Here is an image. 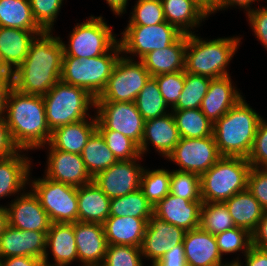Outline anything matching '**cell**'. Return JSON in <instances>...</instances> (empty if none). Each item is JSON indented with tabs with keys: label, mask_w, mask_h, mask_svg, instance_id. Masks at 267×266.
<instances>
[{
	"label": "cell",
	"mask_w": 267,
	"mask_h": 266,
	"mask_svg": "<svg viewBox=\"0 0 267 266\" xmlns=\"http://www.w3.org/2000/svg\"><path fill=\"white\" fill-rule=\"evenodd\" d=\"M43 32L32 41L27 57L13 73V87L18 91L44 96L61 80L63 47L61 38Z\"/></svg>",
	"instance_id": "cell-1"
},
{
	"label": "cell",
	"mask_w": 267,
	"mask_h": 266,
	"mask_svg": "<svg viewBox=\"0 0 267 266\" xmlns=\"http://www.w3.org/2000/svg\"><path fill=\"white\" fill-rule=\"evenodd\" d=\"M5 119L19 150L40 149L50 142L52 131L47 124L43 96L25 94L12 87L7 96Z\"/></svg>",
	"instance_id": "cell-2"
},
{
	"label": "cell",
	"mask_w": 267,
	"mask_h": 266,
	"mask_svg": "<svg viewBox=\"0 0 267 266\" xmlns=\"http://www.w3.org/2000/svg\"><path fill=\"white\" fill-rule=\"evenodd\" d=\"M262 117L243 98L214 123L213 135L222 157L248 158Z\"/></svg>",
	"instance_id": "cell-3"
},
{
	"label": "cell",
	"mask_w": 267,
	"mask_h": 266,
	"mask_svg": "<svg viewBox=\"0 0 267 266\" xmlns=\"http://www.w3.org/2000/svg\"><path fill=\"white\" fill-rule=\"evenodd\" d=\"M240 39L233 36L203 40L194 33L188 34L184 71L211 79L229 76L226 68L239 48Z\"/></svg>",
	"instance_id": "cell-4"
},
{
	"label": "cell",
	"mask_w": 267,
	"mask_h": 266,
	"mask_svg": "<svg viewBox=\"0 0 267 266\" xmlns=\"http://www.w3.org/2000/svg\"><path fill=\"white\" fill-rule=\"evenodd\" d=\"M251 168L246 158L221 157L200 176L202 202H225L236 193L247 190Z\"/></svg>",
	"instance_id": "cell-5"
},
{
	"label": "cell",
	"mask_w": 267,
	"mask_h": 266,
	"mask_svg": "<svg viewBox=\"0 0 267 266\" xmlns=\"http://www.w3.org/2000/svg\"><path fill=\"white\" fill-rule=\"evenodd\" d=\"M121 55L119 42L107 53L91 58L63 57L61 81L85 89L95 99L105 89Z\"/></svg>",
	"instance_id": "cell-6"
},
{
	"label": "cell",
	"mask_w": 267,
	"mask_h": 266,
	"mask_svg": "<svg viewBox=\"0 0 267 266\" xmlns=\"http://www.w3.org/2000/svg\"><path fill=\"white\" fill-rule=\"evenodd\" d=\"M43 100L51 131L62 125L91 118L88 109L95 107V98L85 89L61 80L43 96Z\"/></svg>",
	"instance_id": "cell-7"
},
{
	"label": "cell",
	"mask_w": 267,
	"mask_h": 266,
	"mask_svg": "<svg viewBox=\"0 0 267 266\" xmlns=\"http://www.w3.org/2000/svg\"><path fill=\"white\" fill-rule=\"evenodd\" d=\"M69 35L68 44L61 40L63 57L78 59L101 56L109 52L119 40L102 16L91 15L81 24L77 23Z\"/></svg>",
	"instance_id": "cell-8"
},
{
	"label": "cell",
	"mask_w": 267,
	"mask_h": 266,
	"mask_svg": "<svg viewBox=\"0 0 267 266\" xmlns=\"http://www.w3.org/2000/svg\"><path fill=\"white\" fill-rule=\"evenodd\" d=\"M29 183L52 223L78 221L77 187L53 181L45 176L37 180H31L29 177Z\"/></svg>",
	"instance_id": "cell-9"
},
{
	"label": "cell",
	"mask_w": 267,
	"mask_h": 266,
	"mask_svg": "<svg viewBox=\"0 0 267 266\" xmlns=\"http://www.w3.org/2000/svg\"><path fill=\"white\" fill-rule=\"evenodd\" d=\"M182 34L167 21L152 26L127 25L121 32L122 36L118 42L123 56L127 57L129 54L127 58L134 59L137 56L138 60H141L149 52L161 50L173 44Z\"/></svg>",
	"instance_id": "cell-10"
},
{
	"label": "cell",
	"mask_w": 267,
	"mask_h": 266,
	"mask_svg": "<svg viewBox=\"0 0 267 266\" xmlns=\"http://www.w3.org/2000/svg\"><path fill=\"white\" fill-rule=\"evenodd\" d=\"M150 77L141 60L136 61L121 54L105 89L95 101L134 102Z\"/></svg>",
	"instance_id": "cell-11"
},
{
	"label": "cell",
	"mask_w": 267,
	"mask_h": 266,
	"mask_svg": "<svg viewBox=\"0 0 267 266\" xmlns=\"http://www.w3.org/2000/svg\"><path fill=\"white\" fill-rule=\"evenodd\" d=\"M97 130L118 131L138 146L144 133V119L135 102L95 101Z\"/></svg>",
	"instance_id": "cell-12"
},
{
	"label": "cell",
	"mask_w": 267,
	"mask_h": 266,
	"mask_svg": "<svg viewBox=\"0 0 267 266\" xmlns=\"http://www.w3.org/2000/svg\"><path fill=\"white\" fill-rule=\"evenodd\" d=\"M221 157L212 135L204 138H180L166 159L176 163L180 167L177 169L179 171L201 176Z\"/></svg>",
	"instance_id": "cell-13"
},
{
	"label": "cell",
	"mask_w": 267,
	"mask_h": 266,
	"mask_svg": "<svg viewBox=\"0 0 267 266\" xmlns=\"http://www.w3.org/2000/svg\"><path fill=\"white\" fill-rule=\"evenodd\" d=\"M137 159L117 161L108 169L96 174L92 181L110 199L125 196L140 189L144 167ZM138 161V162H137Z\"/></svg>",
	"instance_id": "cell-14"
},
{
	"label": "cell",
	"mask_w": 267,
	"mask_h": 266,
	"mask_svg": "<svg viewBox=\"0 0 267 266\" xmlns=\"http://www.w3.org/2000/svg\"><path fill=\"white\" fill-rule=\"evenodd\" d=\"M47 233L20 230L7 226L0 235V258L31 256L44 260V265L51 266L46 248Z\"/></svg>",
	"instance_id": "cell-15"
},
{
	"label": "cell",
	"mask_w": 267,
	"mask_h": 266,
	"mask_svg": "<svg viewBox=\"0 0 267 266\" xmlns=\"http://www.w3.org/2000/svg\"><path fill=\"white\" fill-rule=\"evenodd\" d=\"M186 231L170 224L154 214L148 219L145 235L141 244L142 257L151 260L152 265L158 262L166 252L183 243Z\"/></svg>",
	"instance_id": "cell-16"
},
{
	"label": "cell",
	"mask_w": 267,
	"mask_h": 266,
	"mask_svg": "<svg viewBox=\"0 0 267 266\" xmlns=\"http://www.w3.org/2000/svg\"><path fill=\"white\" fill-rule=\"evenodd\" d=\"M6 206L8 225L20 230L47 233L52 222L32 190L23 191Z\"/></svg>",
	"instance_id": "cell-17"
},
{
	"label": "cell",
	"mask_w": 267,
	"mask_h": 266,
	"mask_svg": "<svg viewBox=\"0 0 267 266\" xmlns=\"http://www.w3.org/2000/svg\"><path fill=\"white\" fill-rule=\"evenodd\" d=\"M46 146L49 152L46 161V172H44L45 177L75 187L92 182V177L86 170L80 154L60 151L50 144H46Z\"/></svg>",
	"instance_id": "cell-18"
},
{
	"label": "cell",
	"mask_w": 267,
	"mask_h": 266,
	"mask_svg": "<svg viewBox=\"0 0 267 266\" xmlns=\"http://www.w3.org/2000/svg\"><path fill=\"white\" fill-rule=\"evenodd\" d=\"M73 231L79 262L83 266H101L108 246L103 224L76 221Z\"/></svg>",
	"instance_id": "cell-19"
},
{
	"label": "cell",
	"mask_w": 267,
	"mask_h": 266,
	"mask_svg": "<svg viewBox=\"0 0 267 266\" xmlns=\"http://www.w3.org/2000/svg\"><path fill=\"white\" fill-rule=\"evenodd\" d=\"M180 138L172 113L147 120L144 122L143 138L138 146L140 155L143 157L149 149V144H152L160 155L167 158Z\"/></svg>",
	"instance_id": "cell-20"
},
{
	"label": "cell",
	"mask_w": 267,
	"mask_h": 266,
	"mask_svg": "<svg viewBox=\"0 0 267 266\" xmlns=\"http://www.w3.org/2000/svg\"><path fill=\"white\" fill-rule=\"evenodd\" d=\"M184 253L187 266H226L217 246L215 235L200 227L186 231Z\"/></svg>",
	"instance_id": "cell-21"
},
{
	"label": "cell",
	"mask_w": 267,
	"mask_h": 266,
	"mask_svg": "<svg viewBox=\"0 0 267 266\" xmlns=\"http://www.w3.org/2000/svg\"><path fill=\"white\" fill-rule=\"evenodd\" d=\"M202 203V201H189L169 193L153 207V214L170 224L189 231L200 225Z\"/></svg>",
	"instance_id": "cell-22"
},
{
	"label": "cell",
	"mask_w": 267,
	"mask_h": 266,
	"mask_svg": "<svg viewBox=\"0 0 267 266\" xmlns=\"http://www.w3.org/2000/svg\"><path fill=\"white\" fill-rule=\"evenodd\" d=\"M231 76L211 79L200 109L202 113L214 124L225 115L242 98L241 92L237 90Z\"/></svg>",
	"instance_id": "cell-23"
},
{
	"label": "cell",
	"mask_w": 267,
	"mask_h": 266,
	"mask_svg": "<svg viewBox=\"0 0 267 266\" xmlns=\"http://www.w3.org/2000/svg\"><path fill=\"white\" fill-rule=\"evenodd\" d=\"M43 30L0 27V60L11 73L24 62L30 45Z\"/></svg>",
	"instance_id": "cell-24"
},
{
	"label": "cell",
	"mask_w": 267,
	"mask_h": 266,
	"mask_svg": "<svg viewBox=\"0 0 267 266\" xmlns=\"http://www.w3.org/2000/svg\"><path fill=\"white\" fill-rule=\"evenodd\" d=\"M96 130L97 118L96 115L94 118L91 115V118L55 128L48 144L57 150L81 155L88 139Z\"/></svg>",
	"instance_id": "cell-25"
},
{
	"label": "cell",
	"mask_w": 267,
	"mask_h": 266,
	"mask_svg": "<svg viewBox=\"0 0 267 266\" xmlns=\"http://www.w3.org/2000/svg\"><path fill=\"white\" fill-rule=\"evenodd\" d=\"M148 219L109 216L103 223L107 244L141 247Z\"/></svg>",
	"instance_id": "cell-26"
},
{
	"label": "cell",
	"mask_w": 267,
	"mask_h": 266,
	"mask_svg": "<svg viewBox=\"0 0 267 266\" xmlns=\"http://www.w3.org/2000/svg\"><path fill=\"white\" fill-rule=\"evenodd\" d=\"M165 21L183 34H192L210 15L196 0H161Z\"/></svg>",
	"instance_id": "cell-27"
},
{
	"label": "cell",
	"mask_w": 267,
	"mask_h": 266,
	"mask_svg": "<svg viewBox=\"0 0 267 266\" xmlns=\"http://www.w3.org/2000/svg\"><path fill=\"white\" fill-rule=\"evenodd\" d=\"M22 152L20 150L12 156L0 158V199L18 192L21 194L26 184H29L32 161Z\"/></svg>",
	"instance_id": "cell-28"
},
{
	"label": "cell",
	"mask_w": 267,
	"mask_h": 266,
	"mask_svg": "<svg viewBox=\"0 0 267 266\" xmlns=\"http://www.w3.org/2000/svg\"><path fill=\"white\" fill-rule=\"evenodd\" d=\"M187 34H182L173 44L145 55L141 61L151 77L185 69Z\"/></svg>",
	"instance_id": "cell-29"
},
{
	"label": "cell",
	"mask_w": 267,
	"mask_h": 266,
	"mask_svg": "<svg viewBox=\"0 0 267 266\" xmlns=\"http://www.w3.org/2000/svg\"><path fill=\"white\" fill-rule=\"evenodd\" d=\"M78 221L103 224L110 216V198L94 182L77 187Z\"/></svg>",
	"instance_id": "cell-30"
},
{
	"label": "cell",
	"mask_w": 267,
	"mask_h": 266,
	"mask_svg": "<svg viewBox=\"0 0 267 266\" xmlns=\"http://www.w3.org/2000/svg\"><path fill=\"white\" fill-rule=\"evenodd\" d=\"M46 248L53 256L51 266H68L75 260L78 262L73 223H52L47 232Z\"/></svg>",
	"instance_id": "cell-31"
},
{
	"label": "cell",
	"mask_w": 267,
	"mask_h": 266,
	"mask_svg": "<svg viewBox=\"0 0 267 266\" xmlns=\"http://www.w3.org/2000/svg\"><path fill=\"white\" fill-rule=\"evenodd\" d=\"M224 203L235 227L243 228L252 234L265 211L254 196L245 190L236 193Z\"/></svg>",
	"instance_id": "cell-32"
},
{
	"label": "cell",
	"mask_w": 267,
	"mask_h": 266,
	"mask_svg": "<svg viewBox=\"0 0 267 266\" xmlns=\"http://www.w3.org/2000/svg\"><path fill=\"white\" fill-rule=\"evenodd\" d=\"M81 156L85 168L92 178L118 161L97 130L88 139Z\"/></svg>",
	"instance_id": "cell-33"
},
{
	"label": "cell",
	"mask_w": 267,
	"mask_h": 266,
	"mask_svg": "<svg viewBox=\"0 0 267 266\" xmlns=\"http://www.w3.org/2000/svg\"><path fill=\"white\" fill-rule=\"evenodd\" d=\"M0 27L42 30L34 20L29 0H0Z\"/></svg>",
	"instance_id": "cell-34"
},
{
	"label": "cell",
	"mask_w": 267,
	"mask_h": 266,
	"mask_svg": "<svg viewBox=\"0 0 267 266\" xmlns=\"http://www.w3.org/2000/svg\"><path fill=\"white\" fill-rule=\"evenodd\" d=\"M181 138H204L213 135L214 124L201 109L171 110Z\"/></svg>",
	"instance_id": "cell-35"
},
{
	"label": "cell",
	"mask_w": 267,
	"mask_h": 266,
	"mask_svg": "<svg viewBox=\"0 0 267 266\" xmlns=\"http://www.w3.org/2000/svg\"><path fill=\"white\" fill-rule=\"evenodd\" d=\"M134 102L144 121L170 113L169 110H166L168 105L165 103L154 77H150Z\"/></svg>",
	"instance_id": "cell-36"
},
{
	"label": "cell",
	"mask_w": 267,
	"mask_h": 266,
	"mask_svg": "<svg viewBox=\"0 0 267 266\" xmlns=\"http://www.w3.org/2000/svg\"><path fill=\"white\" fill-rule=\"evenodd\" d=\"M152 214L153 206L140 189L110 200V216L150 218Z\"/></svg>",
	"instance_id": "cell-37"
},
{
	"label": "cell",
	"mask_w": 267,
	"mask_h": 266,
	"mask_svg": "<svg viewBox=\"0 0 267 266\" xmlns=\"http://www.w3.org/2000/svg\"><path fill=\"white\" fill-rule=\"evenodd\" d=\"M199 227L217 235L235 227V224L224 202H207L201 206Z\"/></svg>",
	"instance_id": "cell-38"
},
{
	"label": "cell",
	"mask_w": 267,
	"mask_h": 266,
	"mask_svg": "<svg viewBox=\"0 0 267 266\" xmlns=\"http://www.w3.org/2000/svg\"><path fill=\"white\" fill-rule=\"evenodd\" d=\"M171 171L167 169H145L141 175L140 190L154 207L163 200L170 191Z\"/></svg>",
	"instance_id": "cell-39"
},
{
	"label": "cell",
	"mask_w": 267,
	"mask_h": 266,
	"mask_svg": "<svg viewBox=\"0 0 267 266\" xmlns=\"http://www.w3.org/2000/svg\"><path fill=\"white\" fill-rule=\"evenodd\" d=\"M211 78L185 72V83L176 105L170 110L198 109L205 97Z\"/></svg>",
	"instance_id": "cell-40"
},
{
	"label": "cell",
	"mask_w": 267,
	"mask_h": 266,
	"mask_svg": "<svg viewBox=\"0 0 267 266\" xmlns=\"http://www.w3.org/2000/svg\"><path fill=\"white\" fill-rule=\"evenodd\" d=\"M169 193L189 201H202L200 176L186 171H171Z\"/></svg>",
	"instance_id": "cell-41"
},
{
	"label": "cell",
	"mask_w": 267,
	"mask_h": 266,
	"mask_svg": "<svg viewBox=\"0 0 267 266\" xmlns=\"http://www.w3.org/2000/svg\"><path fill=\"white\" fill-rule=\"evenodd\" d=\"M221 256L242 251L245 255L252 246V236L247 230L233 227L215 235Z\"/></svg>",
	"instance_id": "cell-42"
},
{
	"label": "cell",
	"mask_w": 267,
	"mask_h": 266,
	"mask_svg": "<svg viewBox=\"0 0 267 266\" xmlns=\"http://www.w3.org/2000/svg\"><path fill=\"white\" fill-rule=\"evenodd\" d=\"M128 25L152 26L165 22L161 0H137Z\"/></svg>",
	"instance_id": "cell-43"
},
{
	"label": "cell",
	"mask_w": 267,
	"mask_h": 266,
	"mask_svg": "<svg viewBox=\"0 0 267 266\" xmlns=\"http://www.w3.org/2000/svg\"><path fill=\"white\" fill-rule=\"evenodd\" d=\"M104 138L109 150L118 161L137 159L140 156L138 145L118 131L97 130Z\"/></svg>",
	"instance_id": "cell-44"
},
{
	"label": "cell",
	"mask_w": 267,
	"mask_h": 266,
	"mask_svg": "<svg viewBox=\"0 0 267 266\" xmlns=\"http://www.w3.org/2000/svg\"><path fill=\"white\" fill-rule=\"evenodd\" d=\"M140 247L108 245L101 266H144Z\"/></svg>",
	"instance_id": "cell-45"
},
{
	"label": "cell",
	"mask_w": 267,
	"mask_h": 266,
	"mask_svg": "<svg viewBox=\"0 0 267 266\" xmlns=\"http://www.w3.org/2000/svg\"><path fill=\"white\" fill-rule=\"evenodd\" d=\"M37 25L44 32H52L64 0H29Z\"/></svg>",
	"instance_id": "cell-46"
},
{
	"label": "cell",
	"mask_w": 267,
	"mask_h": 266,
	"mask_svg": "<svg viewBox=\"0 0 267 266\" xmlns=\"http://www.w3.org/2000/svg\"><path fill=\"white\" fill-rule=\"evenodd\" d=\"M156 79L160 93L164 98L168 108L172 109L181 95L185 83V71H177L174 73H164L154 76Z\"/></svg>",
	"instance_id": "cell-47"
},
{
	"label": "cell",
	"mask_w": 267,
	"mask_h": 266,
	"mask_svg": "<svg viewBox=\"0 0 267 266\" xmlns=\"http://www.w3.org/2000/svg\"><path fill=\"white\" fill-rule=\"evenodd\" d=\"M248 162L251 167L267 168V120L261 118L254 139Z\"/></svg>",
	"instance_id": "cell-48"
},
{
	"label": "cell",
	"mask_w": 267,
	"mask_h": 266,
	"mask_svg": "<svg viewBox=\"0 0 267 266\" xmlns=\"http://www.w3.org/2000/svg\"><path fill=\"white\" fill-rule=\"evenodd\" d=\"M247 190L267 211V168H251L248 175Z\"/></svg>",
	"instance_id": "cell-49"
},
{
	"label": "cell",
	"mask_w": 267,
	"mask_h": 266,
	"mask_svg": "<svg viewBox=\"0 0 267 266\" xmlns=\"http://www.w3.org/2000/svg\"><path fill=\"white\" fill-rule=\"evenodd\" d=\"M247 17L254 35L267 50V6H259L247 12Z\"/></svg>",
	"instance_id": "cell-50"
},
{
	"label": "cell",
	"mask_w": 267,
	"mask_h": 266,
	"mask_svg": "<svg viewBox=\"0 0 267 266\" xmlns=\"http://www.w3.org/2000/svg\"><path fill=\"white\" fill-rule=\"evenodd\" d=\"M14 143L5 117L0 118V158H6L19 152Z\"/></svg>",
	"instance_id": "cell-51"
},
{
	"label": "cell",
	"mask_w": 267,
	"mask_h": 266,
	"mask_svg": "<svg viewBox=\"0 0 267 266\" xmlns=\"http://www.w3.org/2000/svg\"><path fill=\"white\" fill-rule=\"evenodd\" d=\"M156 266H187L183 243L174 246L155 263Z\"/></svg>",
	"instance_id": "cell-52"
},
{
	"label": "cell",
	"mask_w": 267,
	"mask_h": 266,
	"mask_svg": "<svg viewBox=\"0 0 267 266\" xmlns=\"http://www.w3.org/2000/svg\"><path fill=\"white\" fill-rule=\"evenodd\" d=\"M245 264L235 258L230 263H236L238 266H267V249H259L251 246L249 251L244 255Z\"/></svg>",
	"instance_id": "cell-53"
},
{
	"label": "cell",
	"mask_w": 267,
	"mask_h": 266,
	"mask_svg": "<svg viewBox=\"0 0 267 266\" xmlns=\"http://www.w3.org/2000/svg\"><path fill=\"white\" fill-rule=\"evenodd\" d=\"M252 246L259 249H267V211H264L257 228L251 234Z\"/></svg>",
	"instance_id": "cell-54"
},
{
	"label": "cell",
	"mask_w": 267,
	"mask_h": 266,
	"mask_svg": "<svg viewBox=\"0 0 267 266\" xmlns=\"http://www.w3.org/2000/svg\"><path fill=\"white\" fill-rule=\"evenodd\" d=\"M2 266H43L44 260L31 256L1 258Z\"/></svg>",
	"instance_id": "cell-55"
},
{
	"label": "cell",
	"mask_w": 267,
	"mask_h": 266,
	"mask_svg": "<svg viewBox=\"0 0 267 266\" xmlns=\"http://www.w3.org/2000/svg\"><path fill=\"white\" fill-rule=\"evenodd\" d=\"M256 1L260 0H217V2L214 4L212 11L209 15L212 13H216V11H222L226 10V8L230 7H240L245 9L246 13L251 11L253 8L250 6L252 3H256Z\"/></svg>",
	"instance_id": "cell-56"
},
{
	"label": "cell",
	"mask_w": 267,
	"mask_h": 266,
	"mask_svg": "<svg viewBox=\"0 0 267 266\" xmlns=\"http://www.w3.org/2000/svg\"><path fill=\"white\" fill-rule=\"evenodd\" d=\"M13 87V76H0V118L5 117L7 96Z\"/></svg>",
	"instance_id": "cell-57"
},
{
	"label": "cell",
	"mask_w": 267,
	"mask_h": 266,
	"mask_svg": "<svg viewBox=\"0 0 267 266\" xmlns=\"http://www.w3.org/2000/svg\"><path fill=\"white\" fill-rule=\"evenodd\" d=\"M106 3L115 15L125 14L126 6H128V0H106Z\"/></svg>",
	"instance_id": "cell-58"
},
{
	"label": "cell",
	"mask_w": 267,
	"mask_h": 266,
	"mask_svg": "<svg viewBox=\"0 0 267 266\" xmlns=\"http://www.w3.org/2000/svg\"><path fill=\"white\" fill-rule=\"evenodd\" d=\"M8 226V212L6 206H0V235L3 233L5 228Z\"/></svg>",
	"instance_id": "cell-59"
},
{
	"label": "cell",
	"mask_w": 267,
	"mask_h": 266,
	"mask_svg": "<svg viewBox=\"0 0 267 266\" xmlns=\"http://www.w3.org/2000/svg\"><path fill=\"white\" fill-rule=\"evenodd\" d=\"M217 0H203V8L210 14Z\"/></svg>",
	"instance_id": "cell-60"
},
{
	"label": "cell",
	"mask_w": 267,
	"mask_h": 266,
	"mask_svg": "<svg viewBox=\"0 0 267 266\" xmlns=\"http://www.w3.org/2000/svg\"><path fill=\"white\" fill-rule=\"evenodd\" d=\"M0 76H13V73L9 72L0 60Z\"/></svg>",
	"instance_id": "cell-61"
},
{
	"label": "cell",
	"mask_w": 267,
	"mask_h": 266,
	"mask_svg": "<svg viewBox=\"0 0 267 266\" xmlns=\"http://www.w3.org/2000/svg\"><path fill=\"white\" fill-rule=\"evenodd\" d=\"M203 7V0H196Z\"/></svg>",
	"instance_id": "cell-62"
},
{
	"label": "cell",
	"mask_w": 267,
	"mask_h": 266,
	"mask_svg": "<svg viewBox=\"0 0 267 266\" xmlns=\"http://www.w3.org/2000/svg\"><path fill=\"white\" fill-rule=\"evenodd\" d=\"M228 266H238L236 263H229Z\"/></svg>",
	"instance_id": "cell-63"
}]
</instances>
